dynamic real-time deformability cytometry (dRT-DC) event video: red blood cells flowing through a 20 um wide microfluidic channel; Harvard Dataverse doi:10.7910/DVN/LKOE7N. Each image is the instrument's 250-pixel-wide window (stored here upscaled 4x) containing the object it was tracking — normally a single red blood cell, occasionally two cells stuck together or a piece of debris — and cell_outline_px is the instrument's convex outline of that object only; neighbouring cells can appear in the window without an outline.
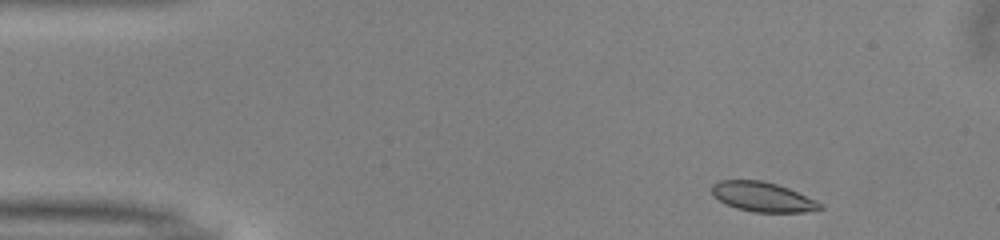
{"species": "common noctule bat (a hibernating species)", "species_latin": "Nyctalus noctula", "temperature_condition": "warm", "stored_images_in_passage": 47, "camera_frame_rate_fps": 3000, "um_per_image_px": 0.085, "animal": {"sex": "male", "body_mass_g": 13.0, "forearm_length_mm": 53.1}, "frame": {"image": 1, "passage_image": 2, "time_ms": 0.333, "image_size_px": [1000, 240], "cell_outline_px": [[824, 208], [804, 212], [752, 212], [736, 208], [712, 196], [712, 184], [720, 180], [760, 180], [776, 184], [788, 188], [816, 200], [824, 204]], "centroid_in_image_um": [64.83, 16.74], "position_along_channel_um": 20.2, "area_um2": 18.67}}
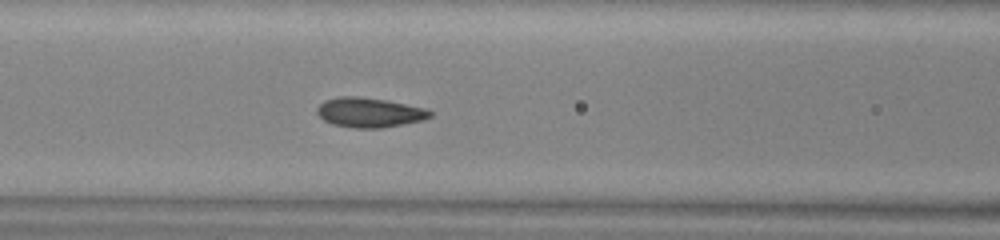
{"frame": {"image": 2, "passage_image": 17, "time_ms": 5.333, "image_size_px": [1000, 240], "cell_outline_px": [[432, 116], [424, 120], [380, 128], [356, 128], [332, 124], [324, 120], [316, 112], [316, 108], [324, 100], [340, 96], [360, 96], [388, 100], [428, 108], [432, 112]], "centroid_in_image_um": [31.42, 9.54], "position_along_channel_um": 135.2, "area_um2": 19.77}}
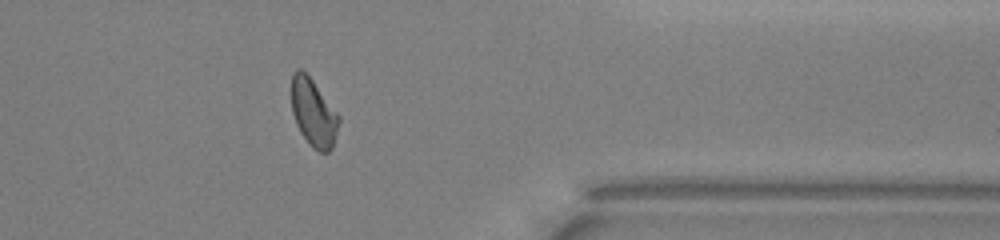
{"frame": {"image": 3, "passage_image": 37, "time_ms": 12.0, "image_size_px": [1000, 240], "cell_outline_px": [[340, 120], [332, 148], [328, 152], [320, 152], [312, 148], [308, 144], [300, 132], [296, 124], [292, 112], [292, 72], [296, 68], [300, 68], [312, 80], [340, 116]], "centroid_in_image_um": [26.64, 9.6], "position_along_channel_um": 384.8, "area_um2": 18.61}, "authors_computed_cell_mechanics": {"area_um2": 19.0162, "velocity_mm_per_s": 4.0059, "shape_relaxation_time_tau1_ms": 4.0548, "shape_relaxation_time_tau2_ms": 1.3205, "deformation_change_tau1": 0.1154, "deformation_change_tau2": 0.0316}}